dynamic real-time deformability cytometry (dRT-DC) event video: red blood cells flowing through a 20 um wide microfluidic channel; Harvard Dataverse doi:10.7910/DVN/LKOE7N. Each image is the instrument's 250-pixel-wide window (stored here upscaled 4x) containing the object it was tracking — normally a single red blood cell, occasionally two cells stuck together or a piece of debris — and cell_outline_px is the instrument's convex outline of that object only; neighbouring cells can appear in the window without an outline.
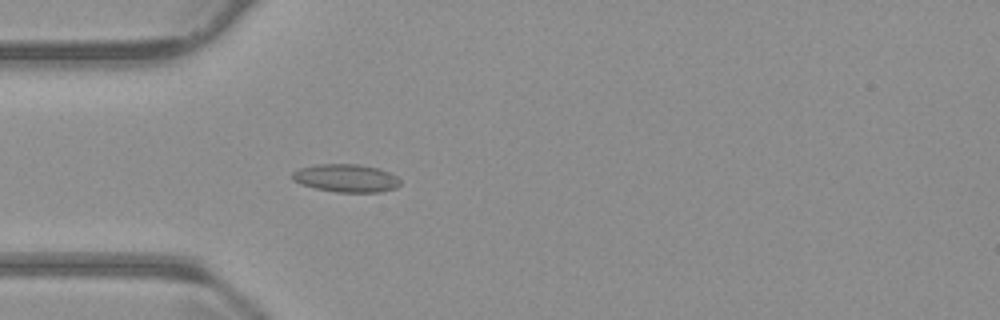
{"species": "common noctule bat (a hibernating species)", "species_latin": "Nyctalus noctula", "temperature_condition": "warm", "stored_images_in_passage": 54, "camera_frame_rate_fps": 3000, "um_per_image_px": 0.085, "animal": {"sex": "male", "body_mass_g": 23.1, "forearm_length_mm": 52.7}, "frame": {"image": 1, "passage_image": 16, "time_ms": 5.0, "image_size_px": [1000, 320], "cell_outline_px": [[400, 184], [396, 188], [380, 192], [336, 192], [316, 188], [300, 184], [292, 180], [292, 172], [300, 168], [316, 164], [360, 164], [380, 168], [396, 176], [400, 180]], "centroid_in_image_um": [29.42, 15.13], "position_along_channel_um": 55.6, "area_um2": 17.69}}
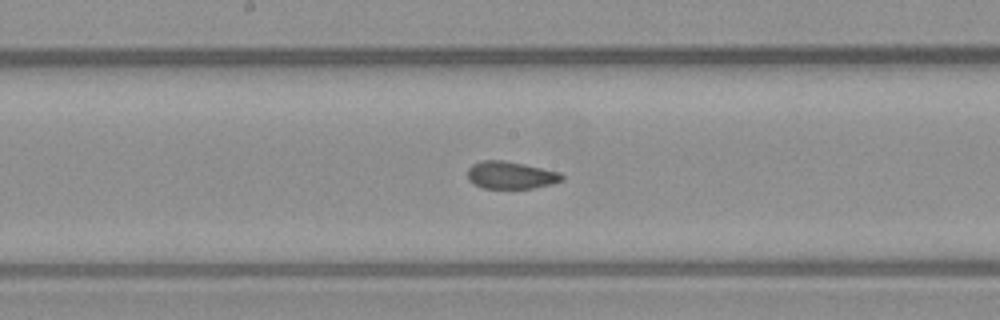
{"frame": {"image": 2, "passage_image": 28, "time_ms": 9.0, "image_size_px": [1000, 320], "cell_outline_px": [[564, 180], [552, 184], [532, 188], [484, 188], [472, 184], [468, 180], [468, 168], [472, 164], [480, 160], [504, 160], [524, 164], [560, 172], [564, 176]], "centroid_in_image_um": [43.4, 14.88], "position_along_channel_um": 204.8, "area_um2": 15.2}}
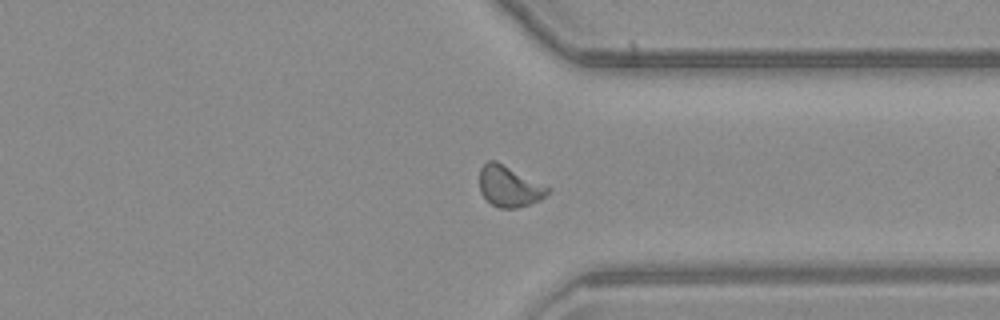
{"frame": {"image": 3, "passage_image": 41, "time_ms": 13.333, "image_size_px": [1000, 320], "cell_outline_px": [[552, 188], [540, 200], [532, 204], [516, 208], [500, 208], [492, 204], [480, 192], [480, 168], [488, 160], [496, 160]], "centroid_in_image_um": [43.3, 15.83], "position_along_channel_um": 368.1, "area_um2": 16.3}, "authors_computed_cell_mechanics": {"area_um2": 15.895, "velocity_mm_per_s": 3.8047, "shape_relaxation_time_tau1_ms": 4.2681, "shape_relaxation_time_tau2_ms": 1.4382, "deformation_change_tau1": 0.1216, "deformation_change_tau2": 0.0636}}